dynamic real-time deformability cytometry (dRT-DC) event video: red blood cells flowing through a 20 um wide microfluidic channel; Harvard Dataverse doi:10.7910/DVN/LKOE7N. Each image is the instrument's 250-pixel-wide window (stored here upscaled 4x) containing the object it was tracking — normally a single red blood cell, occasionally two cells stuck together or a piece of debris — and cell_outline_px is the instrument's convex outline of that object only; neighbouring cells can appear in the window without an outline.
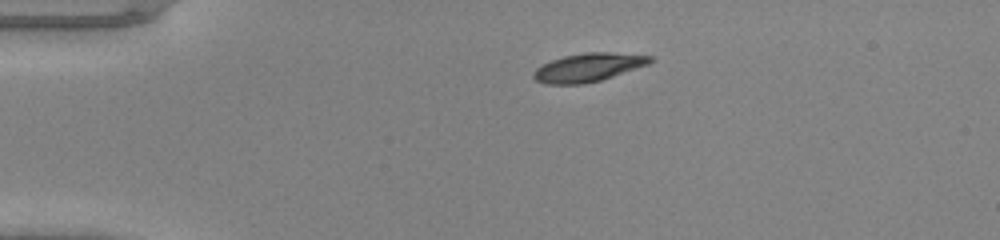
{"species": "common noctule bat (a hibernating species)", "species_latin": "Nyctalus noctula", "temperature_condition": "warm", "stored_images_in_passage": 39, "camera_frame_rate_fps": 3000, "um_per_image_px": 0.085, "animal": {"sex": "male", "body_mass_g": 20.0, "forearm_length_mm": 53.3}, "frame": {"image": 1, "passage_image": 1, "time_ms": 0.0, "image_size_px": [1000, 240], "cell_outline_px": [[656, 60], [648, 64], [600, 80], [584, 84], [544, 84], [536, 80], [532, 76], [532, 72], [536, 68], [552, 60], [564, 56], [584, 52], [608, 52], [652, 56]], "centroid_in_image_um": [49.98, 5.73], "position_along_channel_um": 35.0, "area_um2": 19.19}}
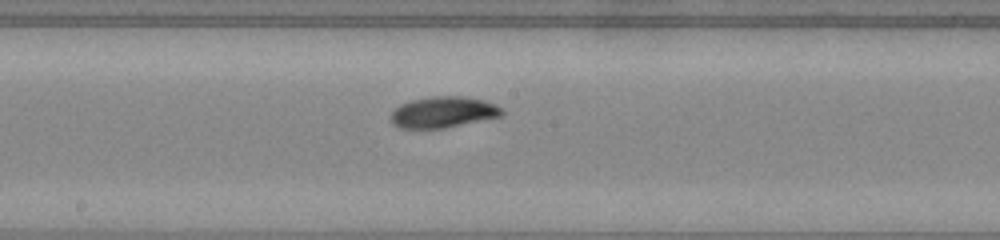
{"frame": {"image": 2, "passage_image": 17, "time_ms": 5.333, "image_size_px": [1000, 240], "cell_outline_px": [[504, 116], [444, 128], [400, 128], [392, 124], [388, 116], [400, 104], [412, 100], [432, 96], [464, 96], [484, 100], [496, 104], [504, 108]], "centroid_in_image_um": [37.7, 9.53], "position_along_channel_um": 210.5, "area_um2": 20.46}}
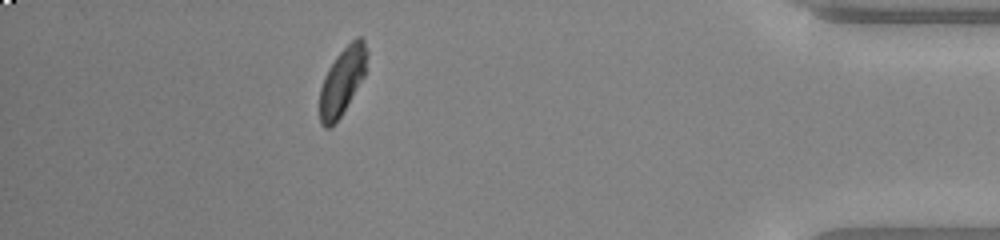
{"frame": {"image": 3, "passage_image": 34, "time_ms": 11.0, "image_size_px": [1000, 240], "cell_outline_px": [[368, 56], [364, 76], [340, 116], [328, 128], [324, 128], [320, 124], [320, 88], [324, 76], [328, 68], [336, 56], [356, 36], [360, 36], [364, 40], [368, 52]], "centroid_in_image_um": [29.09, 6.85], "position_along_channel_um": 406.1, "area_um2": 18.32}}